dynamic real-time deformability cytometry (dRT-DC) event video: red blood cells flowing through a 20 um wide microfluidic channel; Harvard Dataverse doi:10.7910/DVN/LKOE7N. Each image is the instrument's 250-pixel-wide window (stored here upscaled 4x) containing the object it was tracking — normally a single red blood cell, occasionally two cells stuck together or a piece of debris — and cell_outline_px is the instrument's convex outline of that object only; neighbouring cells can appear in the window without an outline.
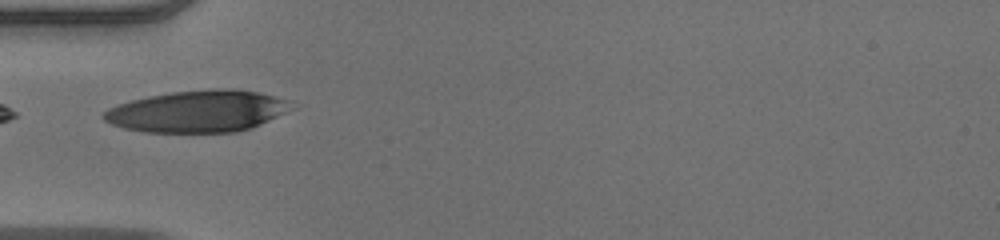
{"species": "human", "species_latin": "Homo sapiens", "temperature_condition": "warm", "stored_images_in_passage": 51, "camera_frame_rate_fps": 3000, "um_per_image_px": 0.085, "donor": {"sex": "male"}, "frame": {"image": 1, "passage_image": 16, "time_ms": 5.0, "image_size_px": [1000, 240], "cell_outline_px": [[296, 108], [252, 128], [236, 132], [144, 132], [124, 128], [112, 124], [104, 120], [100, 116], [108, 108], [116, 104], [148, 96], [172, 92], [212, 88], [232, 88], [256, 92], [292, 100]], "centroid_in_image_um": [16.85, 9.45], "position_along_channel_um": 68.2, "area_um2": 46.12}}
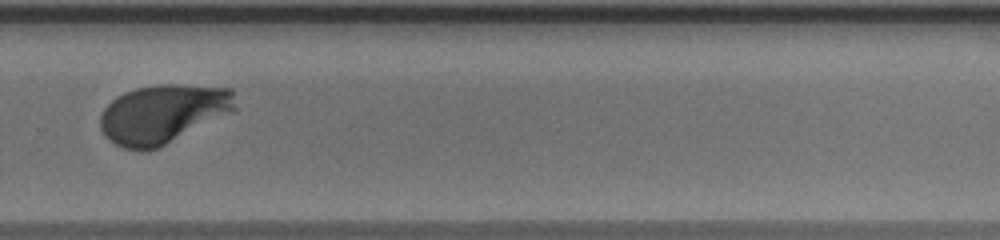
{"frame": {"image": 2, "passage_image": 35, "time_ms": 11.333, "image_size_px": [1000, 240], "cell_outline_px": [[236, 112], [156, 148], [140, 152], [124, 148], [108, 140], [104, 136], [100, 128], [100, 116], [104, 108], [116, 96], [124, 92], [136, 88], [156, 84], [180, 84], [232, 88], [236, 108]], "centroid_in_image_um": [13.86, 9.67], "position_along_channel_um": 315.9, "area_um2": 46.82}}
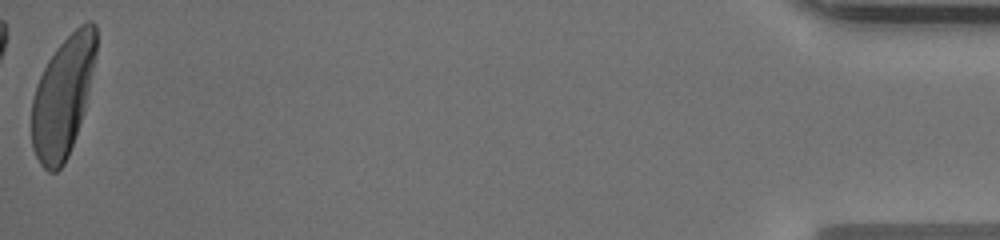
{"frame": {"image": 3, "passage_image": 51, "time_ms": 16.667, "image_size_px": [1000, 240], "cell_outline_px": [[96, 52], [84, 112], [68, 156], [64, 164], [56, 172], [48, 172], [40, 164], [32, 148], [32, 100], [40, 76], [48, 60], [56, 48], [80, 24], [88, 20], [92, 20], [96, 24]], "centroid_in_image_um": [5.34, 8.22], "position_along_channel_um": 429.9, "area_um2": 44.74}, "authors_computed_cell_mechanics": {"area_um2": 46.5868, "velocity_mm_per_s": 3.9149, "shape_relaxation_time_tau1_ms": 2.5195, "shape_relaxation_time_tau2_ms": null, "deformation_change_tau1": 0.1746, "deformation_change_tau2": null}}